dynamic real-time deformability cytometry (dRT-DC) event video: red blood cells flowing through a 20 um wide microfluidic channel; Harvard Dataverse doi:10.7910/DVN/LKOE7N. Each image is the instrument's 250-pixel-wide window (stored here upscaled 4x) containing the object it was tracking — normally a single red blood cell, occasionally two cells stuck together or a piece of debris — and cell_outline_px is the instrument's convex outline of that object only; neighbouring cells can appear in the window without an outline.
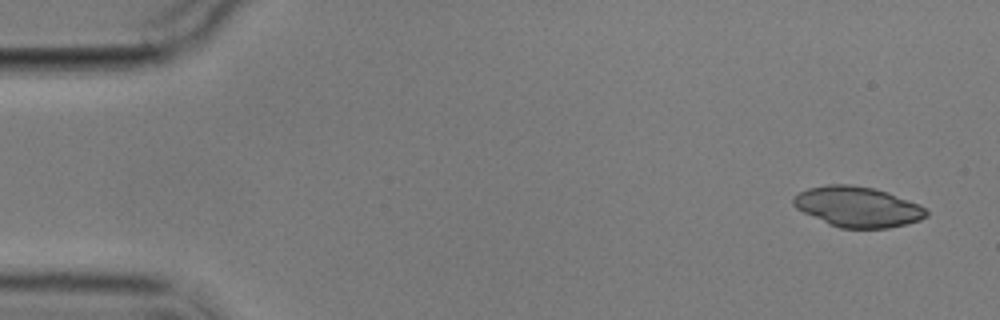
{"species": "common noctule bat (a hibernating species)", "species_latin": "Nyctalus noctula", "temperature_condition": "cold", "stored_images_in_passage": 8, "camera_frame_rate_fps": 3000, "um_per_image_px": 0.085, "animal": {"sex": "male", "body_mass_g": 17.9}, "frame": {"image": 1, "passage_image": 1, "time_ms": 0.0, "image_size_px": [1000, 320], "cell_outline_px": [[928, 216], [920, 220], [908, 224], [888, 228], [840, 228], [828, 224], [796, 208], [792, 204], [792, 200], [800, 192], [808, 188], [828, 184], [852, 184], [872, 188], [888, 192], [920, 204], [928, 212]], "centroid_in_image_um": [72.92, 17.58], "position_along_channel_um": 12.1, "area_um2": 31.33}}